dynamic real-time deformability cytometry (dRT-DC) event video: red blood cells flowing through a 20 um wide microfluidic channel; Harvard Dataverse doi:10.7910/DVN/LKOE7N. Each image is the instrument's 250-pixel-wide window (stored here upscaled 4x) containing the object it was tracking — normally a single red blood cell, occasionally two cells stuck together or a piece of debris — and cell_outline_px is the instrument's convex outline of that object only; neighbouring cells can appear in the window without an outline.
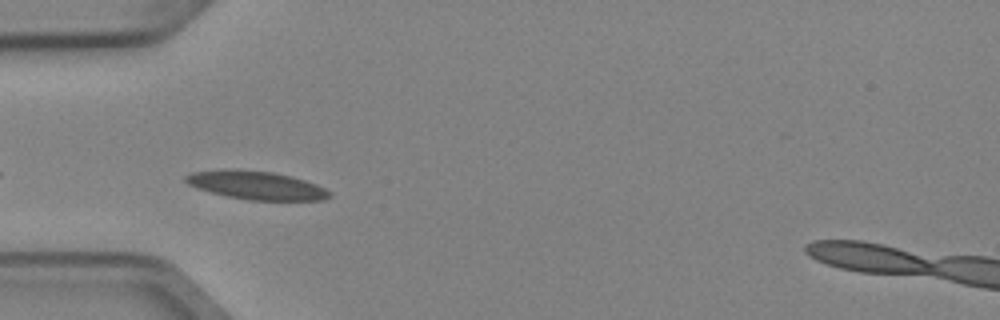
{"species": "Egyptian fruit bat (a non-hibernating species)", "species_latin": "Rousettus aegyptiacus", "temperature_condition": "cold", "stored_images_in_passage": 2, "camera_frame_rate_fps": 3000, "um_per_image_px": 0.085, "animal": {"sex": "female"}, "frame": {"image": 1, "passage_image": 1, "time_ms": 0.0, "image_size_px": [1000, 320], "cell_outline_px": [[332, 196], [324, 200], [248, 200], [224, 196], [196, 188], [188, 184], [184, 180], [184, 176], [192, 172], [224, 168], [272, 172], [292, 176], [316, 184], [332, 192]], "centroid_in_image_um": [21.76, 15.75], "position_along_channel_um": 63.2, "area_um2": 24.04}}
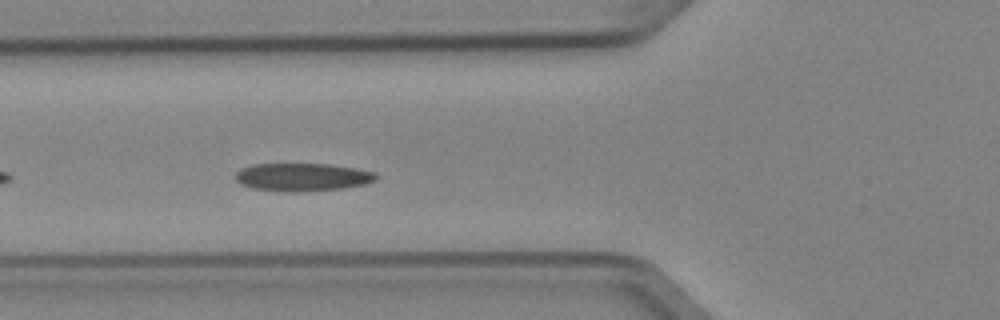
{"frame": {"image": 2, "passage_image": 2, "time_ms": 0.333, "image_size_px": [1000, 320], "cell_outline_px": [[376, 180], [364, 184], [344, 188], [296, 192], [292, 192], [252, 188], [240, 184], [236, 180], [236, 172], [240, 168], [252, 164], [328, 164], [356, 168], [376, 172]], "centroid_in_image_um": [25.69, 15.05], "position_along_channel_um": 100.1, "area_um2": 22.89}}